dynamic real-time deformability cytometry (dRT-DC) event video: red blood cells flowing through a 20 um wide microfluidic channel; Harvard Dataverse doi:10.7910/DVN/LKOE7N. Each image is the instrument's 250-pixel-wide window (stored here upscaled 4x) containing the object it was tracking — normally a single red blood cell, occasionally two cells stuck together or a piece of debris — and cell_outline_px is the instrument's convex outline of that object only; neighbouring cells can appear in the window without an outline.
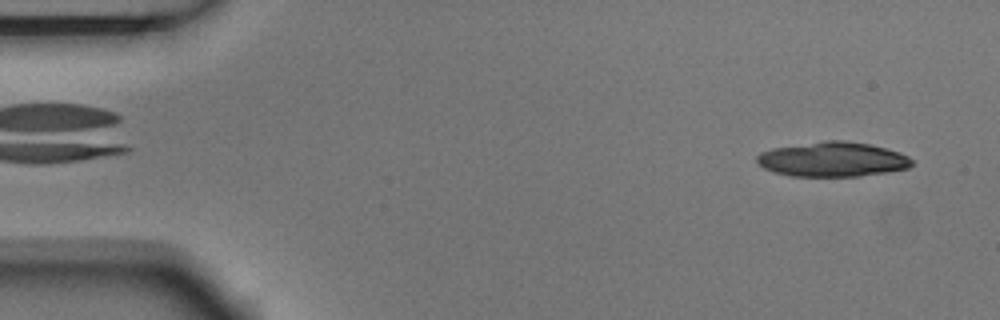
{"species": "Egyptian fruit bat (a non-hibernating species)", "species_latin": "Rousettus aegyptiacus", "temperature_condition": "room temperature", "stored_images_in_passage": 5, "camera_frame_rate_fps": 3000, "um_per_image_px": 0.085, "animal": {"sex": "male"}, "frame": {"image": 1, "passage_image": 5, "time_ms": 1.333, "image_size_px": [1000, 320], "cell_outline_px": [[912, 164], [908, 168], [860, 176], [792, 176], [776, 172], [764, 168], [756, 160], [756, 156], [760, 152], [772, 148], [824, 140], [844, 140], [868, 144], [900, 152], [908, 156], [912, 160]], "centroid_in_image_um": [70.75, 13.54], "position_along_channel_um": 14.2, "area_um2": 31.15}}